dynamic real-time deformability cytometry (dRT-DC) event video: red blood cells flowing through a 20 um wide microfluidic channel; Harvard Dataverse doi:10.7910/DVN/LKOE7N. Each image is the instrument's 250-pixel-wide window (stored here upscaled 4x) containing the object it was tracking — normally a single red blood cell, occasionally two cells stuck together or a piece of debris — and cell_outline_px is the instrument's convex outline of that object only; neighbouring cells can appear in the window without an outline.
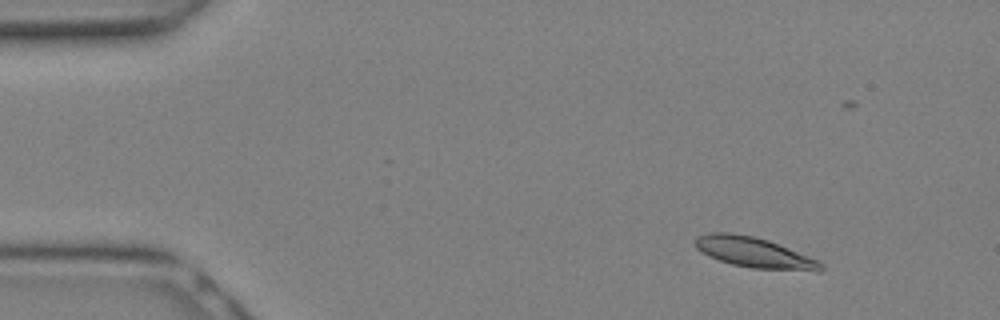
{"species": "Egyptian fruit bat (a non-hibernating species)", "species_latin": "Rousettus aegyptiacus", "temperature_condition": "warm", "stored_images_in_passage": 8, "camera_frame_rate_fps": 3000, "um_per_image_px": 0.085, "animal": {"sex": "female"}, "frame": {"image": 1, "passage_image": 3, "time_ms": 0.667, "image_size_px": [1000, 320], "cell_outline_px": [[824, 268], [820, 272], [752, 268], [732, 264], [708, 256], [700, 252], [696, 248], [696, 236], [708, 232], [732, 232], [752, 236], [768, 240], [816, 260], [824, 264]], "centroid_in_image_um": [64.08, 21.47], "position_along_channel_um": 20.9, "area_um2": 22.2}}